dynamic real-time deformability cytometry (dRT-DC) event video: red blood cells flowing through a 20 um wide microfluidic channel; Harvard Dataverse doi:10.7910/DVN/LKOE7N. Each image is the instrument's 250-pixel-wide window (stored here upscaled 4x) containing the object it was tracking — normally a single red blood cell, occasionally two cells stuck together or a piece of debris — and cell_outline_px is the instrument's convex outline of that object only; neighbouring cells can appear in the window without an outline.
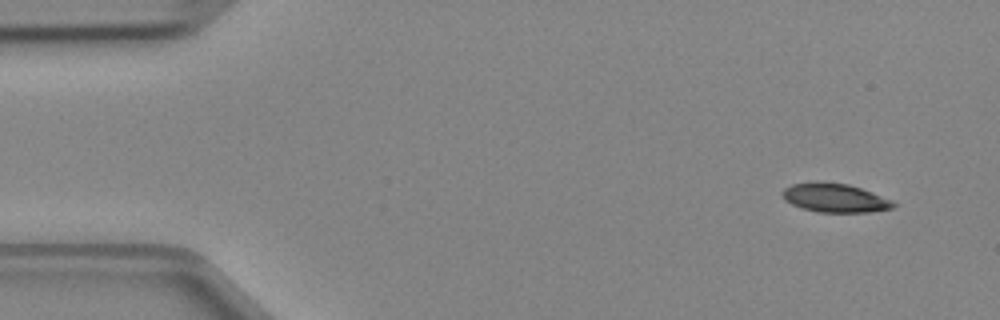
{"species": "Egyptian fruit bat (a non-hibernating species)", "species_latin": "Rousettus aegyptiacus", "temperature_condition": "cold", "stored_images_in_passage": 4, "camera_frame_rate_fps": 3000, "um_per_image_px": 0.085, "animal": {"sex": "female"}, "frame": {"image": 1, "passage_image": 1, "time_ms": 0.0, "image_size_px": [1000, 320], "cell_outline_px": [[896, 204], [892, 208], [868, 212], [820, 212], [804, 208], [792, 204], [784, 200], [780, 192], [784, 188], [792, 184], [816, 180], [848, 184], [872, 192], [892, 200]], "centroid_in_image_um": [70.92, 16.79], "position_along_channel_um": 14.1, "area_um2": 18.73}}